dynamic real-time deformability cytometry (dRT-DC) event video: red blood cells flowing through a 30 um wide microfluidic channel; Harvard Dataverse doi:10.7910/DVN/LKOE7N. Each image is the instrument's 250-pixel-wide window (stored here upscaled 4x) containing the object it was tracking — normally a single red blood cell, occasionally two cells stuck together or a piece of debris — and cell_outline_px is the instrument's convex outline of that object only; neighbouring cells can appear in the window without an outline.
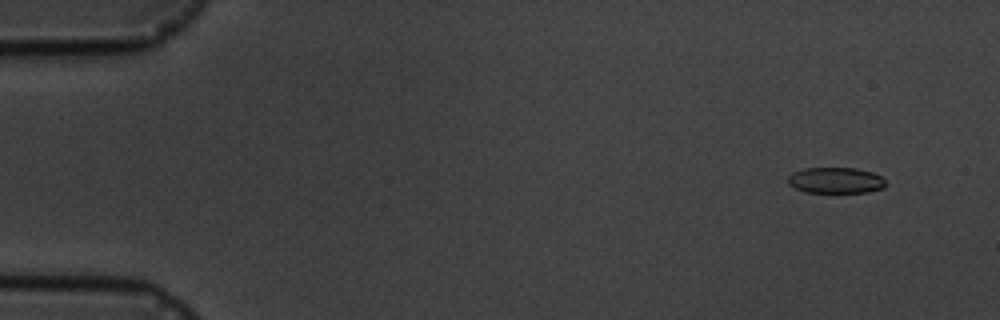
{"species": "common noctule bat (a hibernating species)", "species_latin": "Nyctalus noctula", "temperature_condition": "cold", "stored_images_in_passage": 6, "camera_frame_rate_fps": 3000, "um_per_image_px": 0.085, "animal": {"sex": "male", "body_mass_g": 19.5, "forearm_length_mm": 54.6}, "frame": {"image": 1, "passage_image": 1, "time_ms": 0.0, "image_size_px": [1000, 320], "cell_outline_px": [[884, 188], [868, 192], [804, 192], [788, 184], [788, 176], [792, 172], [804, 168], [856, 168], [872, 172], [880, 176], [884, 180]], "centroid_in_image_um": [71.0, 15.32], "position_along_channel_um": 14.0, "area_um2": 14.74}}
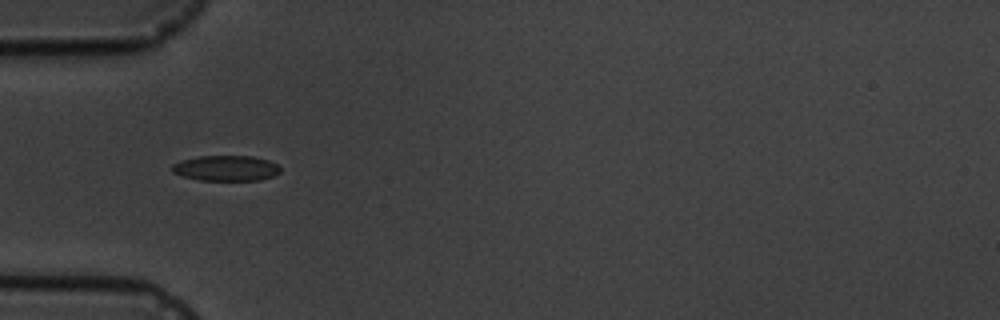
{"frame": {"image": 2, "passage_image": 5, "time_ms": 4.667, "image_size_px": [1000, 320], "cell_outline_px": [[280, 172], [272, 176], [260, 180], [200, 180], [184, 176], [172, 172], [172, 164], [180, 160], [200, 156], [252, 156], [268, 160], [276, 164], [280, 168]], "centroid_in_image_um": [19.2, 14.29], "position_along_channel_um": 65.8, "area_um2": 15.95}}
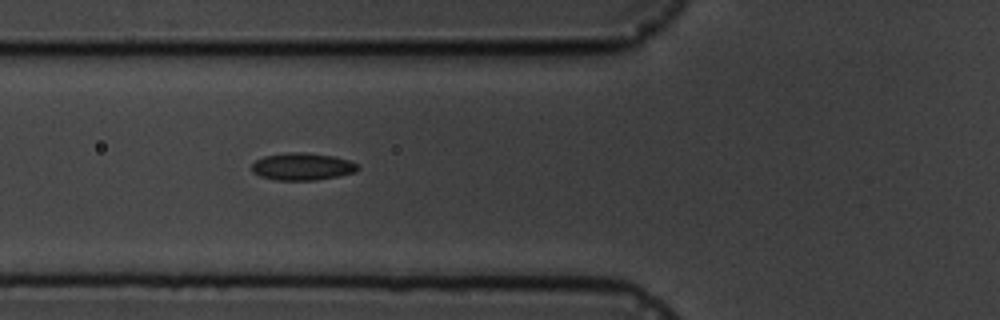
{"frame": {"image": 3, "passage_image": 6, "time_ms": 5.667, "image_size_px": [1000, 320], "cell_outline_px": [[360, 168], [356, 172], [316, 180], [276, 180], [260, 176], [252, 172], [252, 164], [256, 160], [264, 156], [288, 152], [304, 152], [332, 156], [348, 160], [360, 164]], "centroid_in_image_um": [25.71, 14.15], "position_along_channel_um": 100.1, "area_um2": 16.88}}